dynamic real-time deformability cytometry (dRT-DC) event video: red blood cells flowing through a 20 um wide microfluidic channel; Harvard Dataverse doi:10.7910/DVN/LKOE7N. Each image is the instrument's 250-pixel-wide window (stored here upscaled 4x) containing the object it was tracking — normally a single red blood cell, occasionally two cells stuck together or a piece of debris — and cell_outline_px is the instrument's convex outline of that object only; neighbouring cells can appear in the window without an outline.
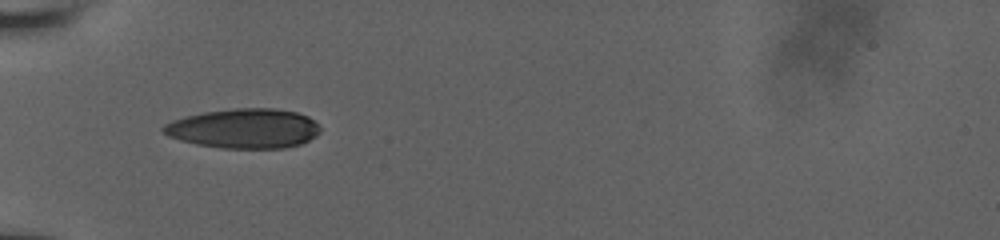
{"species": "human", "species_latin": "Homo sapiens", "temperature_condition": "room temperature", "stored_images_in_passage": 44, "camera_frame_rate_fps": 3000, "um_per_image_px": 0.085, "donor": {"sex": "male"}, "frame": {"image": 1, "passage_image": 1, "time_ms": 0.0, "image_size_px": [1000, 240], "cell_outline_px": [[320, 132], [316, 136], [300, 144], [284, 148], [220, 148], [196, 144], [180, 140], [168, 136], [160, 128], [164, 124], [172, 120], [184, 116], [204, 112], [236, 108], [276, 108], [296, 112], [308, 116], [320, 128]], "centroid_in_image_um": [20.72, 10.92], "position_along_channel_um": 64.3, "area_um2": 36.3}}
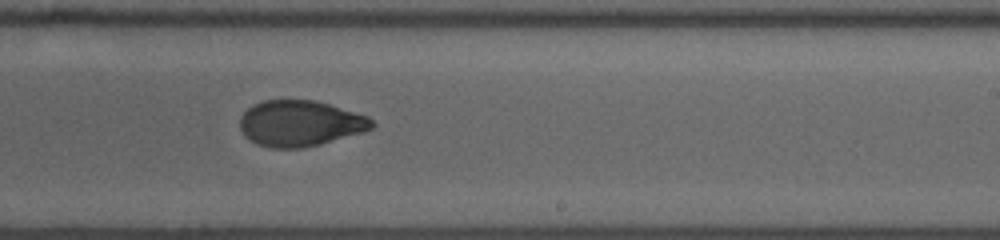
{"frame": {"image": 2, "passage_image": 26, "time_ms": 5.333, "image_size_px": [1000, 240], "cell_outline_px": [[376, 124], [372, 128], [364, 132], [320, 144], [300, 148], [272, 148], [256, 144], [244, 136], [240, 128], [240, 116], [252, 104], [264, 100], [316, 100], [368, 116]], "centroid_in_image_um": [25.5, 10.48], "position_along_channel_um": 263.5, "area_um2": 35.43}}
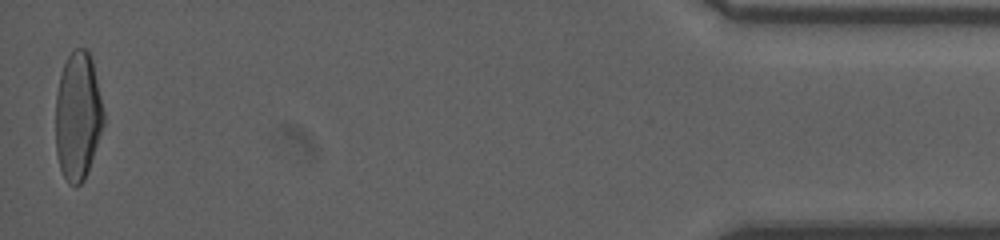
{"frame": {"image": 3, "passage_image": 44, "time_ms": 11.667, "image_size_px": [1000, 240], "cell_outline_px": [[104, 124], [84, 180], [80, 184], [68, 184], [60, 168], [56, 152], [56, 92], [60, 76], [64, 64], [68, 56], [76, 48], [88, 48], [92, 56], [104, 112]], "centroid_in_image_um": [6.62, 9.82], "position_along_channel_um": 428.6, "area_um2": 35.84}, "authors_computed_cell_mechanics": {"area_um2": 36.414, "velocity_mm_per_s": 3.8735, "shape_relaxation_time_tau1_ms": 5.8638, "shape_relaxation_time_tau2_ms": 2.1773, "deformation_change_tau1": 0.1931, "deformation_change_tau2": 0.0548}}